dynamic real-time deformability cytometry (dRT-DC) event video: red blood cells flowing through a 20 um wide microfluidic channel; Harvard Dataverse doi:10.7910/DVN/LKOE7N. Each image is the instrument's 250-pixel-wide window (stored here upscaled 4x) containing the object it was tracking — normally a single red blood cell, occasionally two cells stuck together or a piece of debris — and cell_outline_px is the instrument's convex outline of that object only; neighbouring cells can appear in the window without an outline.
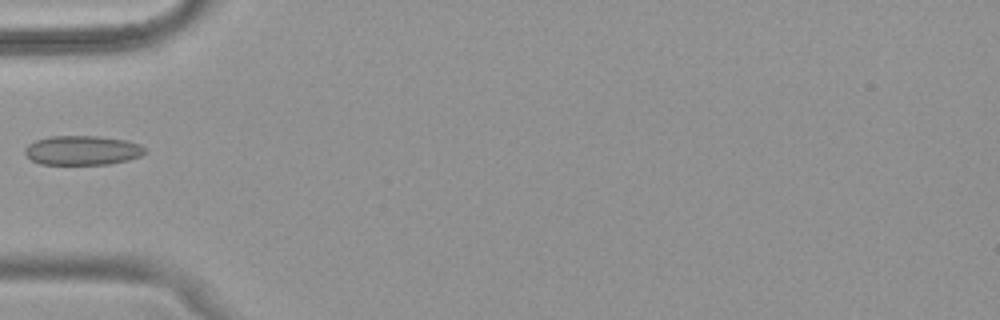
{"species": "common noctule bat (a hibernating species)", "species_latin": "Nyctalus noctula", "temperature_condition": "warm", "stored_images_in_passage": 35, "camera_frame_rate_fps": 3000, "um_per_image_px": 0.085, "animal": {"sex": "female", "body_mass_g": 18.4}, "frame": {"image": 1, "passage_image": 1, "time_ms": 0.0, "image_size_px": [1000, 320], "cell_outline_px": [[148, 152], [140, 156], [128, 160], [108, 164], [40, 164], [32, 160], [24, 152], [24, 148], [28, 144], [36, 140], [48, 136], [100, 136], [128, 140], [140, 144], [148, 148]], "centroid_in_image_um": [7.05, 12.77], "position_along_channel_um": 78.0, "area_um2": 20.81}}
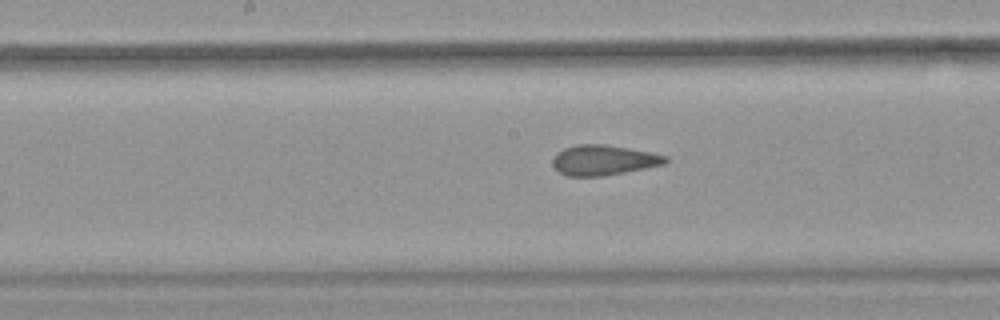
{"frame": {"image": 2, "passage_image": 10, "time_ms": 3.0, "image_size_px": [1000, 320], "cell_outline_px": [[668, 160], [664, 164], [604, 176], [568, 176], [560, 172], [552, 164], [552, 160], [556, 152], [564, 148], [576, 144], [604, 144], [628, 148], [668, 156]], "centroid_in_image_um": [51.27, 13.6], "position_along_channel_um": 196.9, "area_um2": 19.71}}
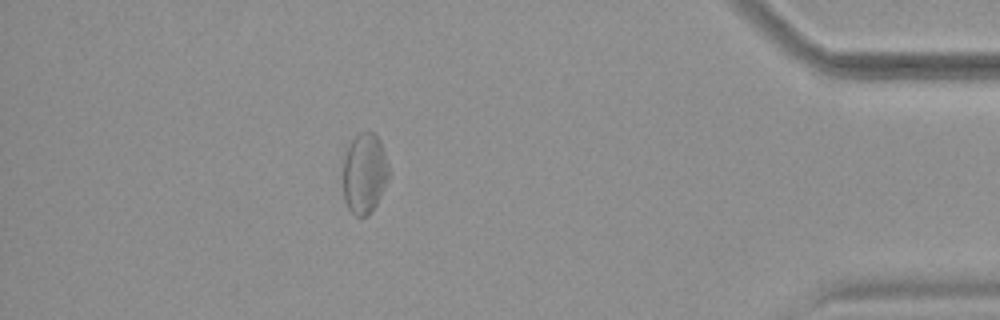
{"frame": {"image": 3, "passage_image": 29, "time_ms": 9.333, "image_size_px": [1000, 320], "cell_outline_px": [[388, 176], [384, 188], [376, 204], [368, 216], [356, 216], [348, 208], [344, 200], [344, 156], [352, 140], [360, 132], [372, 132], [380, 140], [388, 164]], "centroid_in_image_um": [30.98, 14.75], "position_along_channel_um": 404.2, "area_um2": 21.1}}